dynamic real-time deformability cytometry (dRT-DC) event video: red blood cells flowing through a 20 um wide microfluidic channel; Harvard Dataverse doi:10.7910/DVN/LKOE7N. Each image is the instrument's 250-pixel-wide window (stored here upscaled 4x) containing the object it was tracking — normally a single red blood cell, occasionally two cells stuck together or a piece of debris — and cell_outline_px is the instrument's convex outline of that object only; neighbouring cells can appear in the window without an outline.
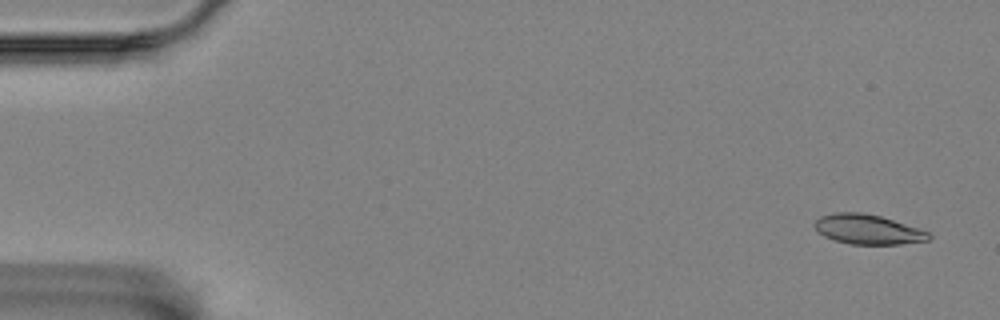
{"species": "Egyptian fruit bat (a non-hibernating species)", "species_latin": "Rousettus aegyptiacus", "temperature_condition": "room temperature", "stored_images_in_passage": 41, "camera_frame_rate_fps": 3000, "um_per_image_px": 0.085, "animal": {"sex": "female"}, "frame": {"image": 1, "passage_image": 3, "time_ms": 0.667, "image_size_px": [1000, 320], "cell_outline_px": [[932, 236], [928, 240], [900, 244], [852, 244], [836, 240], [824, 236], [812, 224], [820, 216], [832, 212], [860, 212], [880, 216], [928, 232]], "centroid_in_image_um": [73.72, 19.49], "position_along_channel_um": 11.3, "area_um2": 19.48}}
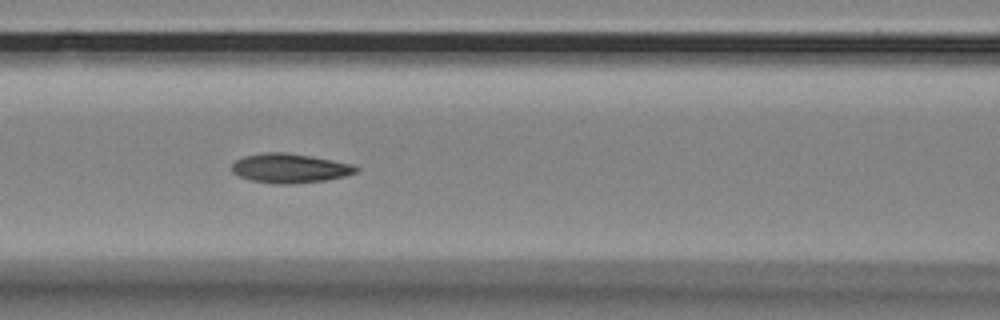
{"frame": {"image": 2, "passage_image": 25, "time_ms": 8.0, "image_size_px": [1000, 320], "cell_outline_px": [[360, 168], [356, 172], [344, 176], [324, 180], [292, 184], [276, 184], [252, 180], [240, 176], [232, 172], [232, 164], [236, 160], [244, 156], [268, 152], [284, 152], [312, 156], [352, 164]], "centroid_in_image_um": [24.63, 14.29], "position_along_channel_um": 142.0, "area_um2": 21.04}}
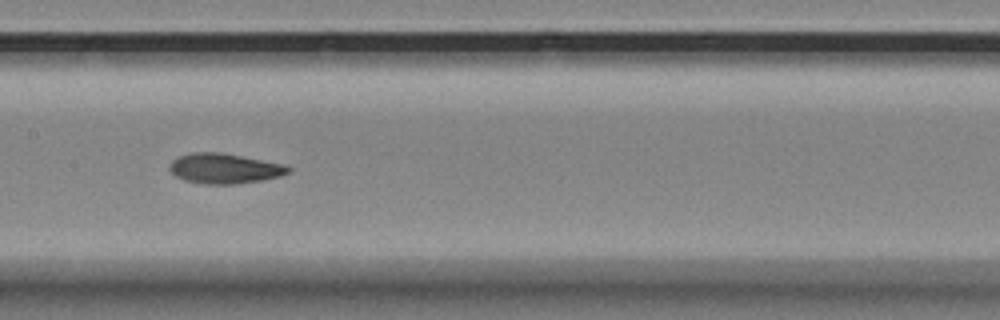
{"frame": {"image": 3, "passage_image": 29, "time_ms": 9.333, "image_size_px": [1000, 320], "cell_outline_px": [[292, 168], [288, 172], [280, 176], [260, 180], [236, 184], [200, 184], [184, 180], [176, 176], [168, 168], [168, 164], [176, 156], [192, 152], [220, 152], [284, 164]], "centroid_in_image_um": [19.02, 14.31], "position_along_channel_um": 188.4, "area_um2": 20.92}}